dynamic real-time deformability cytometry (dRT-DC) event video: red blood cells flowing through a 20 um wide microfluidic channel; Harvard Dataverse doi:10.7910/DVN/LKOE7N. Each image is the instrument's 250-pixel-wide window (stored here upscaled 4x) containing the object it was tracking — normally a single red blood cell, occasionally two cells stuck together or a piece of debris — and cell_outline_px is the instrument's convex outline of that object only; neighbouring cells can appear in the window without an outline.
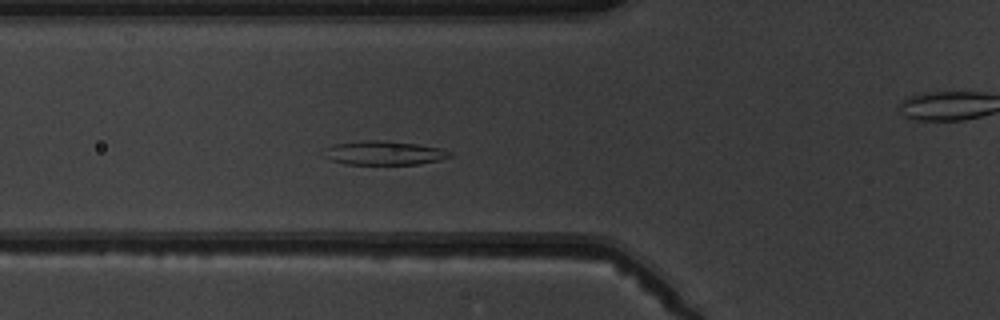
{"species": "common noctule bat (a hibernating species)", "species_latin": "Nyctalus noctula", "temperature_condition": "warm", "stored_images_in_passage": 6, "camera_frame_rate_fps": 3000, "um_per_image_px": 0.085, "animal": {"sex": "male", "body_mass_g": 19.5, "forearm_length_mm": 54.6}, "frame": {"image": 1, "passage_image": 5, "time_ms": 4.667, "image_size_px": [1000, 320], "cell_outline_px": [[452, 156], [440, 160], [420, 164], [344, 164], [332, 160], [324, 148], [332, 144], [364, 140], [384, 140], [416, 144], [440, 148], [452, 152]], "centroid_in_image_um": [32.69, 12.99], "position_along_channel_um": 93.1, "area_um2": 17.46}}